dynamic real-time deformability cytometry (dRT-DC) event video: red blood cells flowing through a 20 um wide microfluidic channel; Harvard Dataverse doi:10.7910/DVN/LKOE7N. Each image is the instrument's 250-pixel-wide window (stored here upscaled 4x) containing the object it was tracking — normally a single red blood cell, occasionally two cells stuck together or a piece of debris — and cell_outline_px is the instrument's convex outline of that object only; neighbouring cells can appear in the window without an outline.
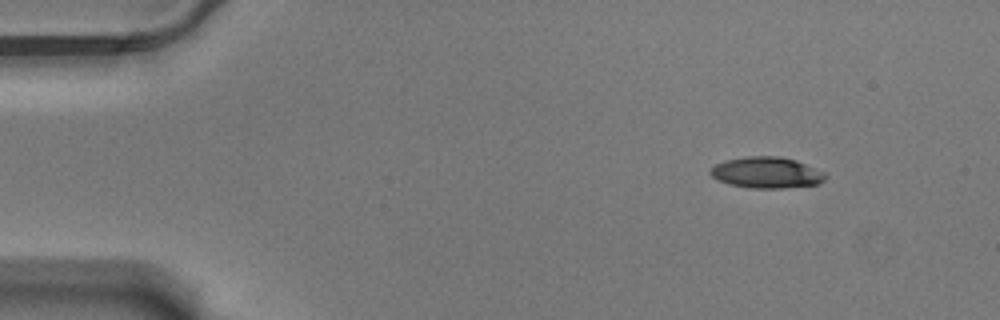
{"species": "Egyptian fruit bat (a non-hibernating species)", "species_latin": "Rousettus aegyptiacus", "temperature_condition": "warm", "stored_images_in_passage": 52, "camera_frame_rate_fps": 3000, "um_per_image_px": 0.085, "animal": {"sex": "male"}, "frame": {"image": 1, "passage_image": 1, "time_ms": 0.0, "image_size_px": [1000, 320], "cell_outline_px": [[824, 180], [820, 184], [784, 188], [748, 188], [728, 184], [716, 180], [708, 172], [716, 164], [724, 160], [744, 156], [780, 156], [796, 160], [824, 172]], "centroid_in_image_um": [65.12, 14.67], "position_along_channel_um": 19.9, "area_um2": 21.04}}
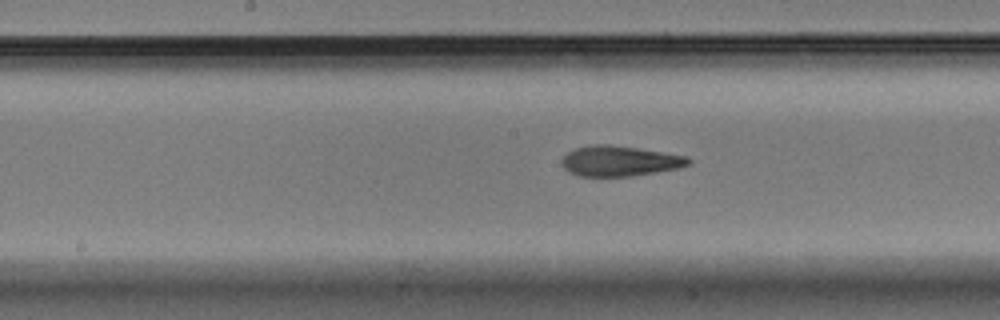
{"frame": {"image": 2, "passage_image": 24, "time_ms": 7.667, "image_size_px": [1000, 320], "cell_outline_px": [[692, 164], [680, 168], [632, 176], [580, 176], [568, 172], [560, 164], [560, 160], [568, 152], [576, 148], [592, 144], [608, 144], [664, 152], [688, 156], [692, 160]], "centroid_in_image_um": [52.69, 13.69], "position_along_channel_um": 195.5, "area_um2": 22.6}}
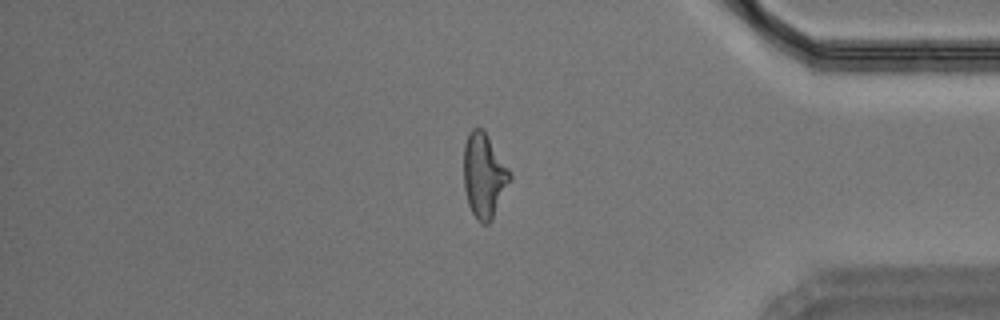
{"frame": {"image": 3, "passage_image": 43, "time_ms": 14.0, "image_size_px": [1000, 320], "cell_outline_px": [[512, 180], [492, 220], [488, 224], [480, 224], [476, 220], [468, 204], [464, 188], [464, 144], [468, 132], [472, 128], [484, 128], [512, 172]], "centroid_in_image_um": [41.17, 14.91], "position_along_channel_um": 394.0, "area_um2": 23.41}, "authors_computed_cell_mechanics": {"area_um2": 22.5998, "velocity_mm_per_s": 3.5199, "shape_relaxation_time_tau1_ms": 9.0764, "shape_relaxation_time_tau2_ms": 2.7659, "deformation_change_tau1": 0.243, "deformation_change_tau2": 0.1255}}